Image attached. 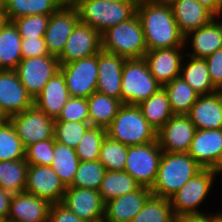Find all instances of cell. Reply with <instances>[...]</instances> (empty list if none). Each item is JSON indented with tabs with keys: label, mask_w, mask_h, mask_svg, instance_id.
<instances>
[{
	"label": "cell",
	"mask_w": 222,
	"mask_h": 222,
	"mask_svg": "<svg viewBox=\"0 0 222 222\" xmlns=\"http://www.w3.org/2000/svg\"><path fill=\"white\" fill-rule=\"evenodd\" d=\"M136 14L142 25L148 51L185 47V36L179 31L171 6L155 0H139Z\"/></svg>",
	"instance_id": "cell-1"
},
{
	"label": "cell",
	"mask_w": 222,
	"mask_h": 222,
	"mask_svg": "<svg viewBox=\"0 0 222 222\" xmlns=\"http://www.w3.org/2000/svg\"><path fill=\"white\" fill-rule=\"evenodd\" d=\"M203 168L188 153L163 152L154 185L155 196L170 199Z\"/></svg>",
	"instance_id": "cell-2"
},
{
	"label": "cell",
	"mask_w": 222,
	"mask_h": 222,
	"mask_svg": "<svg viewBox=\"0 0 222 222\" xmlns=\"http://www.w3.org/2000/svg\"><path fill=\"white\" fill-rule=\"evenodd\" d=\"M138 0H77L76 8L81 23L91 26L100 34L108 28L127 21L136 14Z\"/></svg>",
	"instance_id": "cell-3"
},
{
	"label": "cell",
	"mask_w": 222,
	"mask_h": 222,
	"mask_svg": "<svg viewBox=\"0 0 222 222\" xmlns=\"http://www.w3.org/2000/svg\"><path fill=\"white\" fill-rule=\"evenodd\" d=\"M106 135L126 146L157 141V131L148 123L137 105L123 104L106 128Z\"/></svg>",
	"instance_id": "cell-4"
},
{
	"label": "cell",
	"mask_w": 222,
	"mask_h": 222,
	"mask_svg": "<svg viewBox=\"0 0 222 222\" xmlns=\"http://www.w3.org/2000/svg\"><path fill=\"white\" fill-rule=\"evenodd\" d=\"M102 50L125 59L144 58L147 50L141 22L137 14L108 28L101 34Z\"/></svg>",
	"instance_id": "cell-5"
},
{
	"label": "cell",
	"mask_w": 222,
	"mask_h": 222,
	"mask_svg": "<svg viewBox=\"0 0 222 222\" xmlns=\"http://www.w3.org/2000/svg\"><path fill=\"white\" fill-rule=\"evenodd\" d=\"M161 88L163 86L153 77L144 58L125 59L121 83L122 104L139 105Z\"/></svg>",
	"instance_id": "cell-6"
},
{
	"label": "cell",
	"mask_w": 222,
	"mask_h": 222,
	"mask_svg": "<svg viewBox=\"0 0 222 222\" xmlns=\"http://www.w3.org/2000/svg\"><path fill=\"white\" fill-rule=\"evenodd\" d=\"M216 178L214 169L203 168L188 180L171 198V206L176 217L204 213L200 209L210 196ZM206 199V200H205ZM199 208V209H198Z\"/></svg>",
	"instance_id": "cell-7"
},
{
	"label": "cell",
	"mask_w": 222,
	"mask_h": 222,
	"mask_svg": "<svg viewBox=\"0 0 222 222\" xmlns=\"http://www.w3.org/2000/svg\"><path fill=\"white\" fill-rule=\"evenodd\" d=\"M163 151L158 141L142 145L128 146L125 172L141 186L154 185Z\"/></svg>",
	"instance_id": "cell-8"
},
{
	"label": "cell",
	"mask_w": 222,
	"mask_h": 222,
	"mask_svg": "<svg viewBox=\"0 0 222 222\" xmlns=\"http://www.w3.org/2000/svg\"><path fill=\"white\" fill-rule=\"evenodd\" d=\"M71 97L88 98L96 92L98 54L60 65Z\"/></svg>",
	"instance_id": "cell-9"
},
{
	"label": "cell",
	"mask_w": 222,
	"mask_h": 222,
	"mask_svg": "<svg viewBox=\"0 0 222 222\" xmlns=\"http://www.w3.org/2000/svg\"><path fill=\"white\" fill-rule=\"evenodd\" d=\"M15 71L22 85L34 100L50 78L60 71V62L53 55L31 57L22 59Z\"/></svg>",
	"instance_id": "cell-10"
},
{
	"label": "cell",
	"mask_w": 222,
	"mask_h": 222,
	"mask_svg": "<svg viewBox=\"0 0 222 222\" xmlns=\"http://www.w3.org/2000/svg\"><path fill=\"white\" fill-rule=\"evenodd\" d=\"M9 119L25 148L30 144L54 137L55 119L47 116L35 105L21 113L12 115Z\"/></svg>",
	"instance_id": "cell-11"
},
{
	"label": "cell",
	"mask_w": 222,
	"mask_h": 222,
	"mask_svg": "<svg viewBox=\"0 0 222 222\" xmlns=\"http://www.w3.org/2000/svg\"><path fill=\"white\" fill-rule=\"evenodd\" d=\"M79 22V13L75 5H61L50 15L44 34V41L50 55L57 58L61 55L67 39Z\"/></svg>",
	"instance_id": "cell-12"
},
{
	"label": "cell",
	"mask_w": 222,
	"mask_h": 222,
	"mask_svg": "<svg viewBox=\"0 0 222 222\" xmlns=\"http://www.w3.org/2000/svg\"><path fill=\"white\" fill-rule=\"evenodd\" d=\"M195 131L188 115L174 114L157 131V141L163 152L187 153Z\"/></svg>",
	"instance_id": "cell-13"
},
{
	"label": "cell",
	"mask_w": 222,
	"mask_h": 222,
	"mask_svg": "<svg viewBox=\"0 0 222 222\" xmlns=\"http://www.w3.org/2000/svg\"><path fill=\"white\" fill-rule=\"evenodd\" d=\"M34 105L15 70H0V115L9 119Z\"/></svg>",
	"instance_id": "cell-14"
},
{
	"label": "cell",
	"mask_w": 222,
	"mask_h": 222,
	"mask_svg": "<svg viewBox=\"0 0 222 222\" xmlns=\"http://www.w3.org/2000/svg\"><path fill=\"white\" fill-rule=\"evenodd\" d=\"M102 50L101 34L94 28L79 22L66 41L58 57L60 65L98 54Z\"/></svg>",
	"instance_id": "cell-15"
},
{
	"label": "cell",
	"mask_w": 222,
	"mask_h": 222,
	"mask_svg": "<svg viewBox=\"0 0 222 222\" xmlns=\"http://www.w3.org/2000/svg\"><path fill=\"white\" fill-rule=\"evenodd\" d=\"M24 191L53 204L62 202L66 187L51 166L32 165L27 170Z\"/></svg>",
	"instance_id": "cell-16"
},
{
	"label": "cell",
	"mask_w": 222,
	"mask_h": 222,
	"mask_svg": "<svg viewBox=\"0 0 222 222\" xmlns=\"http://www.w3.org/2000/svg\"><path fill=\"white\" fill-rule=\"evenodd\" d=\"M61 203L85 222H99L104 219L105 203L97 190L66 187Z\"/></svg>",
	"instance_id": "cell-17"
},
{
	"label": "cell",
	"mask_w": 222,
	"mask_h": 222,
	"mask_svg": "<svg viewBox=\"0 0 222 222\" xmlns=\"http://www.w3.org/2000/svg\"><path fill=\"white\" fill-rule=\"evenodd\" d=\"M185 47H173L147 51L146 60L151 74L156 81L164 86L180 76L181 65L186 54Z\"/></svg>",
	"instance_id": "cell-18"
},
{
	"label": "cell",
	"mask_w": 222,
	"mask_h": 222,
	"mask_svg": "<svg viewBox=\"0 0 222 222\" xmlns=\"http://www.w3.org/2000/svg\"><path fill=\"white\" fill-rule=\"evenodd\" d=\"M187 153L202 168L215 169L222 158V128L196 129Z\"/></svg>",
	"instance_id": "cell-19"
},
{
	"label": "cell",
	"mask_w": 222,
	"mask_h": 222,
	"mask_svg": "<svg viewBox=\"0 0 222 222\" xmlns=\"http://www.w3.org/2000/svg\"><path fill=\"white\" fill-rule=\"evenodd\" d=\"M184 45L188 47L186 55L203 59L222 48V17H215L209 24L190 31L184 37Z\"/></svg>",
	"instance_id": "cell-20"
},
{
	"label": "cell",
	"mask_w": 222,
	"mask_h": 222,
	"mask_svg": "<svg viewBox=\"0 0 222 222\" xmlns=\"http://www.w3.org/2000/svg\"><path fill=\"white\" fill-rule=\"evenodd\" d=\"M152 195L151 188L140 186L137 190L113 198L105 203V222H132Z\"/></svg>",
	"instance_id": "cell-21"
},
{
	"label": "cell",
	"mask_w": 222,
	"mask_h": 222,
	"mask_svg": "<svg viewBox=\"0 0 222 222\" xmlns=\"http://www.w3.org/2000/svg\"><path fill=\"white\" fill-rule=\"evenodd\" d=\"M125 58L101 50L98 53L96 91L121 101L122 71Z\"/></svg>",
	"instance_id": "cell-22"
},
{
	"label": "cell",
	"mask_w": 222,
	"mask_h": 222,
	"mask_svg": "<svg viewBox=\"0 0 222 222\" xmlns=\"http://www.w3.org/2000/svg\"><path fill=\"white\" fill-rule=\"evenodd\" d=\"M51 203L28 192L13 194L8 222H48Z\"/></svg>",
	"instance_id": "cell-23"
},
{
	"label": "cell",
	"mask_w": 222,
	"mask_h": 222,
	"mask_svg": "<svg viewBox=\"0 0 222 222\" xmlns=\"http://www.w3.org/2000/svg\"><path fill=\"white\" fill-rule=\"evenodd\" d=\"M196 129L222 128V94L217 91L199 96L187 114Z\"/></svg>",
	"instance_id": "cell-24"
},
{
	"label": "cell",
	"mask_w": 222,
	"mask_h": 222,
	"mask_svg": "<svg viewBox=\"0 0 222 222\" xmlns=\"http://www.w3.org/2000/svg\"><path fill=\"white\" fill-rule=\"evenodd\" d=\"M70 97L65 77L58 71L34 99V105L47 116L56 119Z\"/></svg>",
	"instance_id": "cell-25"
},
{
	"label": "cell",
	"mask_w": 222,
	"mask_h": 222,
	"mask_svg": "<svg viewBox=\"0 0 222 222\" xmlns=\"http://www.w3.org/2000/svg\"><path fill=\"white\" fill-rule=\"evenodd\" d=\"M171 9L179 31L184 36L190 31L209 24L215 18L197 0H178Z\"/></svg>",
	"instance_id": "cell-26"
},
{
	"label": "cell",
	"mask_w": 222,
	"mask_h": 222,
	"mask_svg": "<svg viewBox=\"0 0 222 222\" xmlns=\"http://www.w3.org/2000/svg\"><path fill=\"white\" fill-rule=\"evenodd\" d=\"M180 76L199 96L210 95L219 91L212 83L207 62L203 58H195L185 54Z\"/></svg>",
	"instance_id": "cell-27"
},
{
	"label": "cell",
	"mask_w": 222,
	"mask_h": 222,
	"mask_svg": "<svg viewBox=\"0 0 222 222\" xmlns=\"http://www.w3.org/2000/svg\"><path fill=\"white\" fill-rule=\"evenodd\" d=\"M21 39L13 21H6L0 30V70H16L22 60Z\"/></svg>",
	"instance_id": "cell-28"
},
{
	"label": "cell",
	"mask_w": 222,
	"mask_h": 222,
	"mask_svg": "<svg viewBox=\"0 0 222 222\" xmlns=\"http://www.w3.org/2000/svg\"><path fill=\"white\" fill-rule=\"evenodd\" d=\"M87 102L90 125L103 128H107L111 124L119 108L123 105L119 99L97 91L87 98Z\"/></svg>",
	"instance_id": "cell-29"
},
{
	"label": "cell",
	"mask_w": 222,
	"mask_h": 222,
	"mask_svg": "<svg viewBox=\"0 0 222 222\" xmlns=\"http://www.w3.org/2000/svg\"><path fill=\"white\" fill-rule=\"evenodd\" d=\"M148 123L158 131L173 115L169 97L164 88L137 105Z\"/></svg>",
	"instance_id": "cell-30"
},
{
	"label": "cell",
	"mask_w": 222,
	"mask_h": 222,
	"mask_svg": "<svg viewBox=\"0 0 222 222\" xmlns=\"http://www.w3.org/2000/svg\"><path fill=\"white\" fill-rule=\"evenodd\" d=\"M61 4L57 0H6L5 16L13 21L22 16L51 15Z\"/></svg>",
	"instance_id": "cell-31"
},
{
	"label": "cell",
	"mask_w": 222,
	"mask_h": 222,
	"mask_svg": "<svg viewBox=\"0 0 222 222\" xmlns=\"http://www.w3.org/2000/svg\"><path fill=\"white\" fill-rule=\"evenodd\" d=\"M141 185L125 171H106L99 193L104 203L137 190Z\"/></svg>",
	"instance_id": "cell-32"
},
{
	"label": "cell",
	"mask_w": 222,
	"mask_h": 222,
	"mask_svg": "<svg viewBox=\"0 0 222 222\" xmlns=\"http://www.w3.org/2000/svg\"><path fill=\"white\" fill-rule=\"evenodd\" d=\"M167 92L174 114L187 115L199 95L181 76L163 86Z\"/></svg>",
	"instance_id": "cell-33"
},
{
	"label": "cell",
	"mask_w": 222,
	"mask_h": 222,
	"mask_svg": "<svg viewBox=\"0 0 222 222\" xmlns=\"http://www.w3.org/2000/svg\"><path fill=\"white\" fill-rule=\"evenodd\" d=\"M53 155L54 159L51 162V167L64 186L70 187L80 162L75 149L54 141Z\"/></svg>",
	"instance_id": "cell-34"
},
{
	"label": "cell",
	"mask_w": 222,
	"mask_h": 222,
	"mask_svg": "<svg viewBox=\"0 0 222 222\" xmlns=\"http://www.w3.org/2000/svg\"><path fill=\"white\" fill-rule=\"evenodd\" d=\"M28 167L26 159L0 161V187L12 194L23 192L26 187Z\"/></svg>",
	"instance_id": "cell-35"
},
{
	"label": "cell",
	"mask_w": 222,
	"mask_h": 222,
	"mask_svg": "<svg viewBox=\"0 0 222 222\" xmlns=\"http://www.w3.org/2000/svg\"><path fill=\"white\" fill-rule=\"evenodd\" d=\"M25 159V147L10 119L0 120V161Z\"/></svg>",
	"instance_id": "cell-36"
},
{
	"label": "cell",
	"mask_w": 222,
	"mask_h": 222,
	"mask_svg": "<svg viewBox=\"0 0 222 222\" xmlns=\"http://www.w3.org/2000/svg\"><path fill=\"white\" fill-rule=\"evenodd\" d=\"M175 218L170 199L152 194L132 222H171Z\"/></svg>",
	"instance_id": "cell-37"
},
{
	"label": "cell",
	"mask_w": 222,
	"mask_h": 222,
	"mask_svg": "<svg viewBox=\"0 0 222 222\" xmlns=\"http://www.w3.org/2000/svg\"><path fill=\"white\" fill-rule=\"evenodd\" d=\"M128 146L105 136L102 140L99 161L107 171H125Z\"/></svg>",
	"instance_id": "cell-38"
},
{
	"label": "cell",
	"mask_w": 222,
	"mask_h": 222,
	"mask_svg": "<svg viewBox=\"0 0 222 222\" xmlns=\"http://www.w3.org/2000/svg\"><path fill=\"white\" fill-rule=\"evenodd\" d=\"M106 168L97 161H80L70 187L99 190Z\"/></svg>",
	"instance_id": "cell-39"
},
{
	"label": "cell",
	"mask_w": 222,
	"mask_h": 222,
	"mask_svg": "<svg viewBox=\"0 0 222 222\" xmlns=\"http://www.w3.org/2000/svg\"><path fill=\"white\" fill-rule=\"evenodd\" d=\"M106 136V128L90 126L86 131L75 152L80 161L90 162L99 159L100 146Z\"/></svg>",
	"instance_id": "cell-40"
},
{
	"label": "cell",
	"mask_w": 222,
	"mask_h": 222,
	"mask_svg": "<svg viewBox=\"0 0 222 222\" xmlns=\"http://www.w3.org/2000/svg\"><path fill=\"white\" fill-rule=\"evenodd\" d=\"M90 126V122L55 120V141L75 149Z\"/></svg>",
	"instance_id": "cell-41"
},
{
	"label": "cell",
	"mask_w": 222,
	"mask_h": 222,
	"mask_svg": "<svg viewBox=\"0 0 222 222\" xmlns=\"http://www.w3.org/2000/svg\"><path fill=\"white\" fill-rule=\"evenodd\" d=\"M50 15L22 16L13 20L21 38L44 37Z\"/></svg>",
	"instance_id": "cell-42"
},
{
	"label": "cell",
	"mask_w": 222,
	"mask_h": 222,
	"mask_svg": "<svg viewBox=\"0 0 222 222\" xmlns=\"http://www.w3.org/2000/svg\"><path fill=\"white\" fill-rule=\"evenodd\" d=\"M54 141L55 138L43 140L30 144L25 148V159L29 166L44 165L51 166L54 159Z\"/></svg>",
	"instance_id": "cell-43"
},
{
	"label": "cell",
	"mask_w": 222,
	"mask_h": 222,
	"mask_svg": "<svg viewBox=\"0 0 222 222\" xmlns=\"http://www.w3.org/2000/svg\"><path fill=\"white\" fill-rule=\"evenodd\" d=\"M55 120L90 122L87 98L70 97Z\"/></svg>",
	"instance_id": "cell-44"
},
{
	"label": "cell",
	"mask_w": 222,
	"mask_h": 222,
	"mask_svg": "<svg viewBox=\"0 0 222 222\" xmlns=\"http://www.w3.org/2000/svg\"><path fill=\"white\" fill-rule=\"evenodd\" d=\"M22 59L50 55L44 37L21 39Z\"/></svg>",
	"instance_id": "cell-45"
},
{
	"label": "cell",
	"mask_w": 222,
	"mask_h": 222,
	"mask_svg": "<svg viewBox=\"0 0 222 222\" xmlns=\"http://www.w3.org/2000/svg\"><path fill=\"white\" fill-rule=\"evenodd\" d=\"M213 85L220 91L222 89V48L205 58Z\"/></svg>",
	"instance_id": "cell-46"
},
{
	"label": "cell",
	"mask_w": 222,
	"mask_h": 222,
	"mask_svg": "<svg viewBox=\"0 0 222 222\" xmlns=\"http://www.w3.org/2000/svg\"><path fill=\"white\" fill-rule=\"evenodd\" d=\"M48 222H85L61 202L51 204Z\"/></svg>",
	"instance_id": "cell-47"
},
{
	"label": "cell",
	"mask_w": 222,
	"mask_h": 222,
	"mask_svg": "<svg viewBox=\"0 0 222 222\" xmlns=\"http://www.w3.org/2000/svg\"><path fill=\"white\" fill-rule=\"evenodd\" d=\"M180 218L182 222H215V212L190 214Z\"/></svg>",
	"instance_id": "cell-48"
},
{
	"label": "cell",
	"mask_w": 222,
	"mask_h": 222,
	"mask_svg": "<svg viewBox=\"0 0 222 222\" xmlns=\"http://www.w3.org/2000/svg\"><path fill=\"white\" fill-rule=\"evenodd\" d=\"M12 195V193L3 190L0 187V217L8 218Z\"/></svg>",
	"instance_id": "cell-49"
},
{
	"label": "cell",
	"mask_w": 222,
	"mask_h": 222,
	"mask_svg": "<svg viewBox=\"0 0 222 222\" xmlns=\"http://www.w3.org/2000/svg\"><path fill=\"white\" fill-rule=\"evenodd\" d=\"M208 9L215 17H222V0H197Z\"/></svg>",
	"instance_id": "cell-50"
},
{
	"label": "cell",
	"mask_w": 222,
	"mask_h": 222,
	"mask_svg": "<svg viewBox=\"0 0 222 222\" xmlns=\"http://www.w3.org/2000/svg\"><path fill=\"white\" fill-rule=\"evenodd\" d=\"M157 3L166 5V6H172L174 3H176L178 0H155Z\"/></svg>",
	"instance_id": "cell-51"
},
{
	"label": "cell",
	"mask_w": 222,
	"mask_h": 222,
	"mask_svg": "<svg viewBox=\"0 0 222 222\" xmlns=\"http://www.w3.org/2000/svg\"><path fill=\"white\" fill-rule=\"evenodd\" d=\"M216 176L218 177L219 175H222V158L218 165L214 169Z\"/></svg>",
	"instance_id": "cell-52"
},
{
	"label": "cell",
	"mask_w": 222,
	"mask_h": 222,
	"mask_svg": "<svg viewBox=\"0 0 222 222\" xmlns=\"http://www.w3.org/2000/svg\"><path fill=\"white\" fill-rule=\"evenodd\" d=\"M61 5H76L77 0H57Z\"/></svg>",
	"instance_id": "cell-53"
},
{
	"label": "cell",
	"mask_w": 222,
	"mask_h": 222,
	"mask_svg": "<svg viewBox=\"0 0 222 222\" xmlns=\"http://www.w3.org/2000/svg\"><path fill=\"white\" fill-rule=\"evenodd\" d=\"M7 18L5 16L4 12H0V30L3 27V25L6 23Z\"/></svg>",
	"instance_id": "cell-54"
},
{
	"label": "cell",
	"mask_w": 222,
	"mask_h": 222,
	"mask_svg": "<svg viewBox=\"0 0 222 222\" xmlns=\"http://www.w3.org/2000/svg\"><path fill=\"white\" fill-rule=\"evenodd\" d=\"M215 222H222V210L215 211Z\"/></svg>",
	"instance_id": "cell-55"
},
{
	"label": "cell",
	"mask_w": 222,
	"mask_h": 222,
	"mask_svg": "<svg viewBox=\"0 0 222 222\" xmlns=\"http://www.w3.org/2000/svg\"><path fill=\"white\" fill-rule=\"evenodd\" d=\"M6 6V0H0V12H4Z\"/></svg>",
	"instance_id": "cell-56"
},
{
	"label": "cell",
	"mask_w": 222,
	"mask_h": 222,
	"mask_svg": "<svg viewBox=\"0 0 222 222\" xmlns=\"http://www.w3.org/2000/svg\"><path fill=\"white\" fill-rule=\"evenodd\" d=\"M0 222H8V218H6V217H0Z\"/></svg>",
	"instance_id": "cell-57"
},
{
	"label": "cell",
	"mask_w": 222,
	"mask_h": 222,
	"mask_svg": "<svg viewBox=\"0 0 222 222\" xmlns=\"http://www.w3.org/2000/svg\"><path fill=\"white\" fill-rule=\"evenodd\" d=\"M171 222H182L180 217H176L174 220H172Z\"/></svg>",
	"instance_id": "cell-58"
},
{
	"label": "cell",
	"mask_w": 222,
	"mask_h": 222,
	"mask_svg": "<svg viewBox=\"0 0 222 222\" xmlns=\"http://www.w3.org/2000/svg\"><path fill=\"white\" fill-rule=\"evenodd\" d=\"M106 1L111 2V1H120V0H106Z\"/></svg>",
	"instance_id": "cell-59"
}]
</instances>
